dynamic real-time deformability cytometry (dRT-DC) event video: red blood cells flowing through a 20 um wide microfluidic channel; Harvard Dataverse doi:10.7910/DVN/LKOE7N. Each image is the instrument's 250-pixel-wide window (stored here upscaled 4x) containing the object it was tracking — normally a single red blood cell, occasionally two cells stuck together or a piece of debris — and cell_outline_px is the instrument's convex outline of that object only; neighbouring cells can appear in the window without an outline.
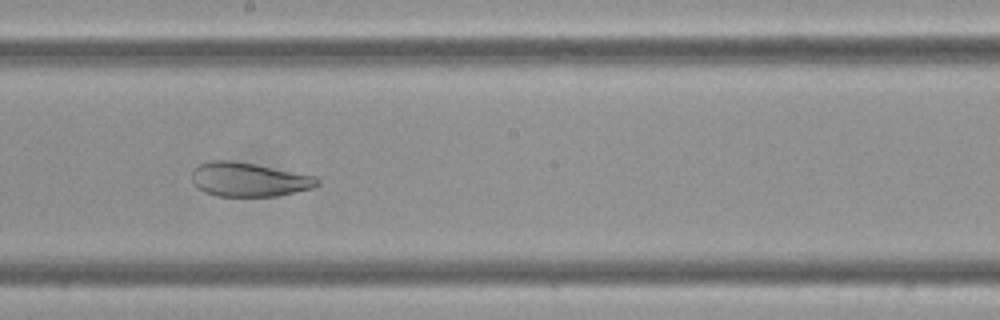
{"species": "Egyptian fruit bat (a non-hibernating species)", "species_latin": "Rousettus aegyptiacus", "temperature_condition": "cold", "stored_images_in_passage": 43, "segment_of_instrument_passage": [1, 2], "camera_frame_rate_fps": 3000, "um_per_image_px": 0.085, "frame": {"image": 1, "passage_image": 16, "time_ms": 5.0, "image_size_px": [1000, 320], "cell_outline_px": [[320, 184], [312, 188], [276, 196], [216, 196], [204, 192], [192, 180], [192, 172], [200, 164], [212, 160], [232, 160], [316, 176], [320, 180]], "centroid_in_image_um": [21.17, 15.26], "position_along_channel_um": 227.0, "area_um2": 24.62}}
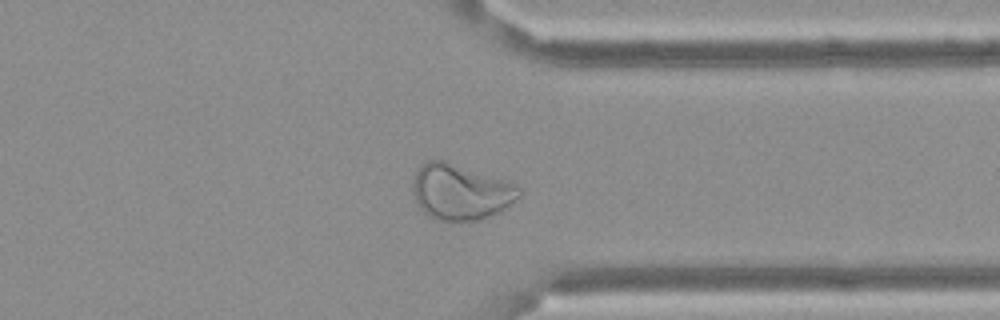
{"frame": {"image": 2, "passage_image": 29, "time_ms": 9.333, "image_size_px": [1000, 320], "cell_outline_px": [[520, 196], [504, 208], [488, 216], [476, 220], [460, 224], [436, 220], [428, 216], [416, 204], [412, 188], [412, 184], [416, 172], [420, 164], [428, 160], [444, 160], [508, 180], [516, 184], [520, 188]], "centroid_in_image_um": [39.11, 16.33], "position_along_channel_um": 372.3, "area_um2": 35.03}}
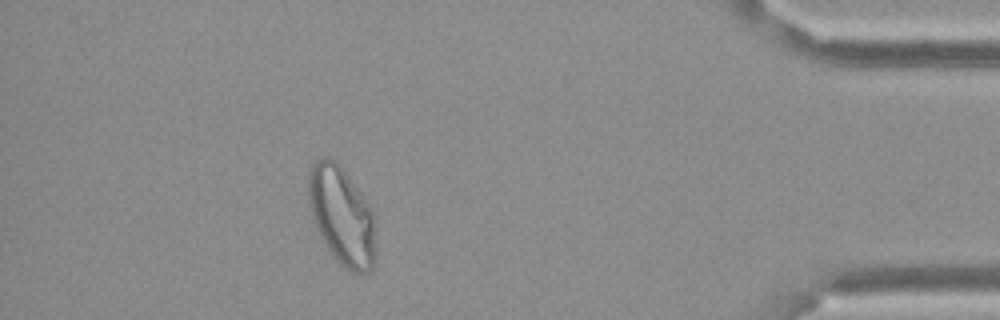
{"frame": {"image": 3, "passage_image": 36, "time_ms": 11.667, "image_size_px": [1000, 320], "cell_outline_px": [[376, 256], [372, 268], [368, 272], [352, 272], [340, 264], [332, 256], [324, 244], [316, 228], [312, 216], [308, 200], [308, 176], [316, 160], [324, 156], [328, 156], [340, 164], [372, 212], [376, 252]], "centroid_in_image_um": [29.02, 18.37], "position_along_channel_um": 406.2, "area_um2": 38.21}}